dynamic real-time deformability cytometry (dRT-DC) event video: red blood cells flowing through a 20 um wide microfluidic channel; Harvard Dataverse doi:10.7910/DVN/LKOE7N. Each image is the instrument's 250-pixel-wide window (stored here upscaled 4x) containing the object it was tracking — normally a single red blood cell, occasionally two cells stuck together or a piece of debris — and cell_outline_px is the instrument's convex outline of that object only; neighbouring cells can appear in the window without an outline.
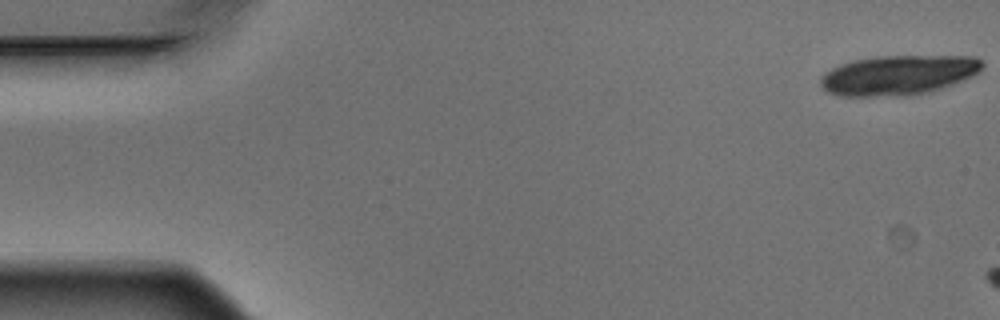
{"species": "Egyptian fruit bat (a non-hibernating species)", "species_latin": "Rousettus aegyptiacus", "temperature_condition": "warm", "stored_images_in_passage": 3, "camera_frame_rate_fps": 3000, "um_per_image_px": 0.085, "animal": {"sex": "male"}, "frame": {"image": 1, "passage_image": 1, "time_ms": 0.0, "image_size_px": [1000, 320], "cell_outline_px": [[984, 64], [980, 72], [964, 80], [940, 88], [924, 92], [900, 96], [840, 96], [828, 92], [820, 84], [820, 76], [824, 72], [840, 64], [856, 60], [876, 56], [976, 56], [984, 60]], "centroid_in_image_um": [76.37, 6.37], "position_along_channel_um": 8.6, "area_um2": 37.51}}